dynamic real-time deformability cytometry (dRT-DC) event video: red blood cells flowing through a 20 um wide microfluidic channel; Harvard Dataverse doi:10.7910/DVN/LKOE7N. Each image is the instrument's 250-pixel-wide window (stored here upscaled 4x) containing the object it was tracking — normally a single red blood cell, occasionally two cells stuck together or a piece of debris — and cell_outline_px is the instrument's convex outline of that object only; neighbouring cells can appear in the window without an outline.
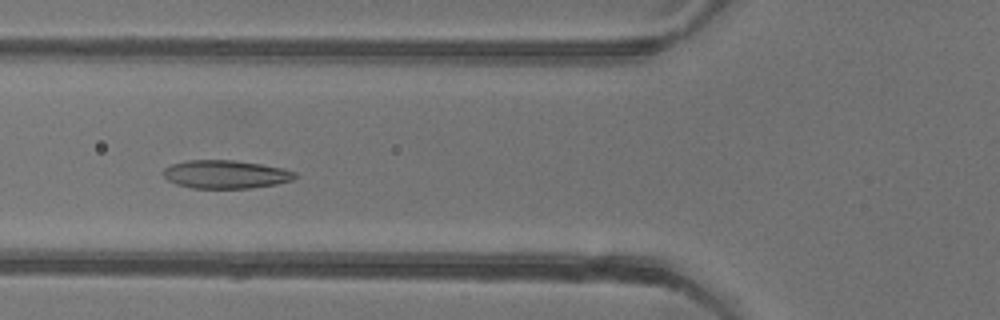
{"species": "common noctule bat (a hibernating species)", "species_latin": "Nyctalus noctula", "temperature_condition": "warm", "stored_images_in_passage": 52, "camera_frame_rate_fps": 3000, "um_per_image_px": 0.085, "animal": {"sex": "female"}, "frame": {"image": 1, "passage_image": 19, "time_ms": 6.0, "image_size_px": [1000, 320], "cell_outline_px": [[296, 176], [292, 180], [276, 184], [248, 188], [192, 188], [176, 184], [168, 180], [160, 172], [164, 168], [172, 164], [188, 160], [232, 160], [260, 164], [284, 168], [296, 172]], "centroid_in_image_um": [19.15, 14.81], "position_along_channel_um": 106.6, "area_um2": 21.68}}
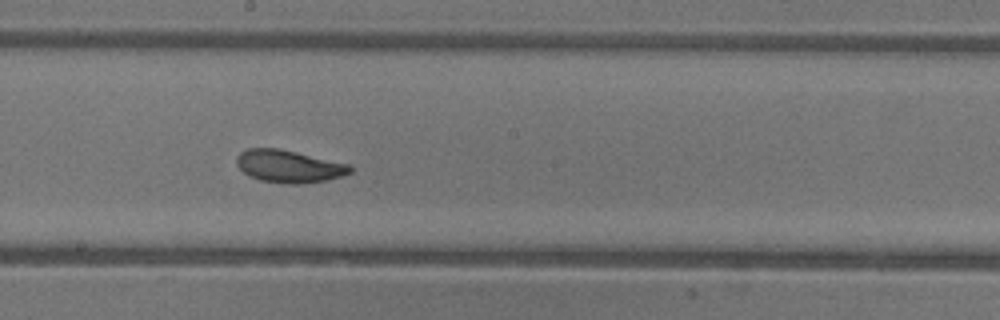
{"frame": {"image": 2, "passage_image": 28, "time_ms": 9.0, "image_size_px": [1000, 320], "cell_outline_px": [[352, 172], [328, 180], [296, 184], [288, 184], [260, 180], [248, 176], [236, 164], [236, 156], [240, 152], [248, 148], [280, 148], [348, 164], [352, 168]], "centroid_in_image_um": [24.52, 14.13], "position_along_channel_um": 223.7, "area_um2": 21.44}}
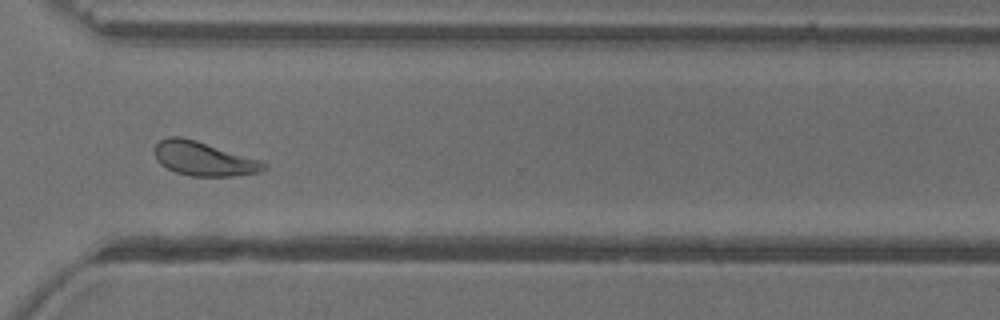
{"frame": {"image": 3, "passage_image": 38, "time_ms": 12.333, "image_size_px": [1000, 320], "cell_outline_px": [[268, 168], [256, 172], [232, 176], [188, 176], [176, 172], [160, 164], [156, 160], [156, 144], [160, 140], [168, 136], [180, 136], [196, 140], [260, 160], [268, 164]], "centroid_in_image_um": [17.31, 13.49], "position_along_channel_um": 353.3, "area_um2": 21.5}, "authors_computed_cell_mechanics": {"area_um2": 22.3975, "velocity_mm_per_s": 3.8938, "shape_relaxation_time_tau1_ms": 3.4171, "shape_relaxation_time_tau2_ms": 2.206, "deformation_change_tau1": 0.1235, "deformation_change_tau2": 0.0679}}